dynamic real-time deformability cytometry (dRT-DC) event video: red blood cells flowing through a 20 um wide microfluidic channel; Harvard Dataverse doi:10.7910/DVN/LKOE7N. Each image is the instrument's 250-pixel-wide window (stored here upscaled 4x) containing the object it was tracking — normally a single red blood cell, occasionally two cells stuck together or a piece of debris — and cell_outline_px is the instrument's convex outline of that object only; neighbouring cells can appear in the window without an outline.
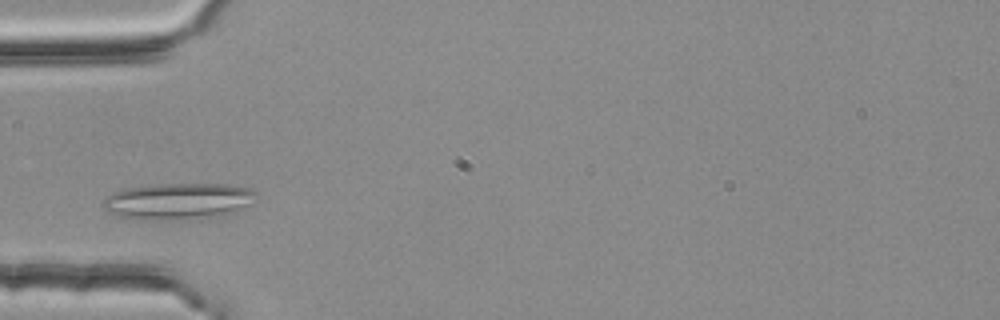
{"species": "common noctule bat (a hibernating species)", "species_latin": "Nyctalus noctula", "temperature_condition": "room temperature", "stored_images_in_passage": 4, "camera_frame_rate_fps": 3000, "um_per_image_px": 0.085, "animal": {"sex": "female", "body_mass_g": 25.1}, "frame": {"image": 1, "passage_image": 3, "time_ms": 0.667, "image_size_px": [1000, 320], "cell_outline_px": [[256, 196], [248, 204], [236, 212], [216, 216], [164, 220], [136, 220], [120, 216], [108, 212], [100, 204], [104, 196], [124, 188], [148, 184], [228, 184], [248, 188], [256, 192]], "centroid_in_image_um": [15.05, 17.09], "position_along_channel_um": 70.0, "area_um2": 32.71}}